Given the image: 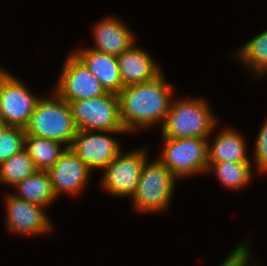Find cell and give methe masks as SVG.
Wrapping results in <instances>:
<instances>
[{"label":"cell","mask_w":267,"mask_h":266,"mask_svg":"<svg viewBox=\"0 0 267 266\" xmlns=\"http://www.w3.org/2000/svg\"><path fill=\"white\" fill-rule=\"evenodd\" d=\"M254 162L259 173L267 172V120L261 128L255 143Z\"/></svg>","instance_id":"cell-23"},{"label":"cell","mask_w":267,"mask_h":266,"mask_svg":"<svg viewBox=\"0 0 267 266\" xmlns=\"http://www.w3.org/2000/svg\"><path fill=\"white\" fill-rule=\"evenodd\" d=\"M100 81L107 92L118 94L123 88L117 56L89 48L73 52Z\"/></svg>","instance_id":"cell-15"},{"label":"cell","mask_w":267,"mask_h":266,"mask_svg":"<svg viewBox=\"0 0 267 266\" xmlns=\"http://www.w3.org/2000/svg\"><path fill=\"white\" fill-rule=\"evenodd\" d=\"M176 180L159 160L146 161L132 196L134 209L144 213L167 210L174 196Z\"/></svg>","instance_id":"cell-4"},{"label":"cell","mask_w":267,"mask_h":266,"mask_svg":"<svg viewBox=\"0 0 267 266\" xmlns=\"http://www.w3.org/2000/svg\"><path fill=\"white\" fill-rule=\"evenodd\" d=\"M100 132L101 134L97 131L77 130L70 146L91 171L94 168L103 170L121 152L119 141L107 134L127 133L126 131Z\"/></svg>","instance_id":"cell-10"},{"label":"cell","mask_w":267,"mask_h":266,"mask_svg":"<svg viewBox=\"0 0 267 266\" xmlns=\"http://www.w3.org/2000/svg\"><path fill=\"white\" fill-rule=\"evenodd\" d=\"M14 188L17 189V194L13 193L16 197L44 207L57 199L47 171L37 170Z\"/></svg>","instance_id":"cell-17"},{"label":"cell","mask_w":267,"mask_h":266,"mask_svg":"<svg viewBox=\"0 0 267 266\" xmlns=\"http://www.w3.org/2000/svg\"><path fill=\"white\" fill-rule=\"evenodd\" d=\"M117 60L124 87L152 81L163 73L150 53L135 43L117 56Z\"/></svg>","instance_id":"cell-13"},{"label":"cell","mask_w":267,"mask_h":266,"mask_svg":"<svg viewBox=\"0 0 267 266\" xmlns=\"http://www.w3.org/2000/svg\"><path fill=\"white\" fill-rule=\"evenodd\" d=\"M37 171L34 162L23 149L0 163V183L15 187L19 182Z\"/></svg>","instance_id":"cell-21"},{"label":"cell","mask_w":267,"mask_h":266,"mask_svg":"<svg viewBox=\"0 0 267 266\" xmlns=\"http://www.w3.org/2000/svg\"><path fill=\"white\" fill-rule=\"evenodd\" d=\"M247 243L239 244L219 266H250V251Z\"/></svg>","instance_id":"cell-24"},{"label":"cell","mask_w":267,"mask_h":266,"mask_svg":"<svg viewBox=\"0 0 267 266\" xmlns=\"http://www.w3.org/2000/svg\"><path fill=\"white\" fill-rule=\"evenodd\" d=\"M236 55L258 77L267 75V30L243 45Z\"/></svg>","instance_id":"cell-20"},{"label":"cell","mask_w":267,"mask_h":266,"mask_svg":"<svg viewBox=\"0 0 267 266\" xmlns=\"http://www.w3.org/2000/svg\"><path fill=\"white\" fill-rule=\"evenodd\" d=\"M64 143L44 137L26 135L24 149L35 164L37 170L48 171L68 148Z\"/></svg>","instance_id":"cell-18"},{"label":"cell","mask_w":267,"mask_h":266,"mask_svg":"<svg viewBox=\"0 0 267 266\" xmlns=\"http://www.w3.org/2000/svg\"><path fill=\"white\" fill-rule=\"evenodd\" d=\"M7 127L8 125L2 119H0V136L2 135V133L5 131Z\"/></svg>","instance_id":"cell-25"},{"label":"cell","mask_w":267,"mask_h":266,"mask_svg":"<svg viewBox=\"0 0 267 266\" xmlns=\"http://www.w3.org/2000/svg\"><path fill=\"white\" fill-rule=\"evenodd\" d=\"M159 161L178 179L208 171V144L205 138H163Z\"/></svg>","instance_id":"cell-5"},{"label":"cell","mask_w":267,"mask_h":266,"mask_svg":"<svg viewBox=\"0 0 267 266\" xmlns=\"http://www.w3.org/2000/svg\"><path fill=\"white\" fill-rule=\"evenodd\" d=\"M251 162H208V171L215 170L216 176L222 185L231 190L246 186L252 177Z\"/></svg>","instance_id":"cell-19"},{"label":"cell","mask_w":267,"mask_h":266,"mask_svg":"<svg viewBox=\"0 0 267 266\" xmlns=\"http://www.w3.org/2000/svg\"><path fill=\"white\" fill-rule=\"evenodd\" d=\"M251 162L247 156L246 142L234 129H224L216 135L212 146L208 144V162Z\"/></svg>","instance_id":"cell-16"},{"label":"cell","mask_w":267,"mask_h":266,"mask_svg":"<svg viewBox=\"0 0 267 266\" xmlns=\"http://www.w3.org/2000/svg\"><path fill=\"white\" fill-rule=\"evenodd\" d=\"M8 74L4 69L0 68V81Z\"/></svg>","instance_id":"cell-26"},{"label":"cell","mask_w":267,"mask_h":266,"mask_svg":"<svg viewBox=\"0 0 267 266\" xmlns=\"http://www.w3.org/2000/svg\"><path fill=\"white\" fill-rule=\"evenodd\" d=\"M40 98L31 94L21 80L8 73L0 81V119L8 126L25 128Z\"/></svg>","instance_id":"cell-9"},{"label":"cell","mask_w":267,"mask_h":266,"mask_svg":"<svg viewBox=\"0 0 267 266\" xmlns=\"http://www.w3.org/2000/svg\"><path fill=\"white\" fill-rule=\"evenodd\" d=\"M55 91L66 102L94 98L107 93L100 81L87 66L72 52L64 61Z\"/></svg>","instance_id":"cell-8"},{"label":"cell","mask_w":267,"mask_h":266,"mask_svg":"<svg viewBox=\"0 0 267 266\" xmlns=\"http://www.w3.org/2000/svg\"><path fill=\"white\" fill-rule=\"evenodd\" d=\"M77 130L125 131L120 118L116 93L87 98L69 103Z\"/></svg>","instance_id":"cell-6"},{"label":"cell","mask_w":267,"mask_h":266,"mask_svg":"<svg viewBox=\"0 0 267 266\" xmlns=\"http://www.w3.org/2000/svg\"><path fill=\"white\" fill-rule=\"evenodd\" d=\"M172 91L163 73L152 81L124 87L117 95L125 131L132 133L156 123L163 125L173 100Z\"/></svg>","instance_id":"cell-1"},{"label":"cell","mask_w":267,"mask_h":266,"mask_svg":"<svg viewBox=\"0 0 267 266\" xmlns=\"http://www.w3.org/2000/svg\"><path fill=\"white\" fill-rule=\"evenodd\" d=\"M47 172L55 196L58 198L62 193L76 195L83 191L92 171L71 148H67Z\"/></svg>","instance_id":"cell-12"},{"label":"cell","mask_w":267,"mask_h":266,"mask_svg":"<svg viewBox=\"0 0 267 266\" xmlns=\"http://www.w3.org/2000/svg\"><path fill=\"white\" fill-rule=\"evenodd\" d=\"M147 150L138 149L128 153L122 151L103 169L101 183L113 196L132 197L136 191Z\"/></svg>","instance_id":"cell-7"},{"label":"cell","mask_w":267,"mask_h":266,"mask_svg":"<svg viewBox=\"0 0 267 266\" xmlns=\"http://www.w3.org/2000/svg\"><path fill=\"white\" fill-rule=\"evenodd\" d=\"M53 92L52 99L43 98V96L39 99L25 127V133L59 141L70 148L77 133V127L69 103L55 91Z\"/></svg>","instance_id":"cell-3"},{"label":"cell","mask_w":267,"mask_h":266,"mask_svg":"<svg viewBox=\"0 0 267 266\" xmlns=\"http://www.w3.org/2000/svg\"><path fill=\"white\" fill-rule=\"evenodd\" d=\"M6 225L8 229L22 235H37L51 232L52 223L44 211V206L28 202L13 194L5 198Z\"/></svg>","instance_id":"cell-11"},{"label":"cell","mask_w":267,"mask_h":266,"mask_svg":"<svg viewBox=\"0 0 267 266\" xmlns=\"http://www.w3.org/2000/svg\"><path fill=\"white\" fill-rule=\"evenodd\" d=\"M115 17H107L93 26L95 45L93 50L119 56L134 43L131 30Z\"/></svg>","instance_id":"cell-14"},{"label":"cell","mask_w":267,"mask_h":266,"mask_svg":"<svg viewBox=\"0 0 267 266\" xmlns=\"http://www.w3.org/2000/svg\"><path fill=\"white\" fill-rule=\"evenodd\" d=\"M217 119L203 99H181L171 103L162 125L163 138H205L209 139Z\"/></svg>","instance_id":"cell-2"},{"label":"cell","mask_w":267,"mask_h":266,"mask_svg":"<svg viewBox=\"0 0 267 266\" xmlns=\"http://www.w3.org/2000/svg\"><path fill=\"white\" fill-rule=\"evenodd\" d=\"M25 128L8 126L0 136V163L25 147Z\"/></svg>","instance_id":"cell-22"}]
</instances>
